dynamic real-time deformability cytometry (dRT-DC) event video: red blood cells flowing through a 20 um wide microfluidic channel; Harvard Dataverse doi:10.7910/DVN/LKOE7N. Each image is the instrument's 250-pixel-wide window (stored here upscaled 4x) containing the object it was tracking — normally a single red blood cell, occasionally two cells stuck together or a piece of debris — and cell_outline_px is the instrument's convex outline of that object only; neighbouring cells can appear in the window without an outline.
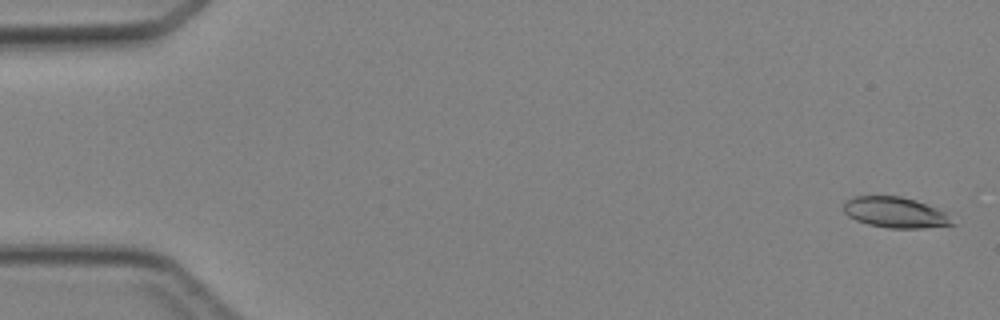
{"species": "Egyptian fruit bat (a non-hibernating species)", "species_latin": "Rousettus aegyptiacus", "temperature_condition": "cold", "stored_images_in_passage": 5, "camera_frame_rate_fps": 3000, "um_per_image_px": 0.085, "animal": {"sex": "female"}, "frame": {"image": 1, "passage_image": 1, "time_ms": 0.0, "image_size_px": [1000, 320], "cell_outline_px": [[956, 224], [924, 228], [888, 228], [868, 224], [856, 220], [848, 216], [844, 212], [844, 204], [848, 200], [856, 196], [900, 196], [916, 200], [936, 208], [944, 212]], "centroid_in_image_um": [76.09, 18.06], "position_along_channel_um": 8.9, "area_um2": 19.25}}
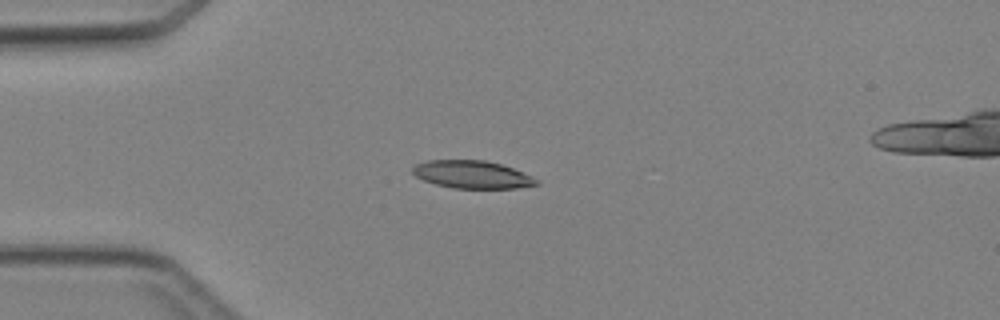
{"frame": {"image": 2, "passage_image": 4, "time_ms": 3.667, "image_size_px": [1000, 320], "cell_outline_px": [[540, 184], [516, 188], [452, 188], [436, 184], [424, 180], [416, 176], [412, 172], [412, 168], [416, 164], [424, 160], [484, 160], [500, 164], [512, 168], [532, 176], [540, 180]], "centroid_in_image_um": [40.13, 14.83], "position_along_channel_um": 44.9, "area_um2": 20.0}}